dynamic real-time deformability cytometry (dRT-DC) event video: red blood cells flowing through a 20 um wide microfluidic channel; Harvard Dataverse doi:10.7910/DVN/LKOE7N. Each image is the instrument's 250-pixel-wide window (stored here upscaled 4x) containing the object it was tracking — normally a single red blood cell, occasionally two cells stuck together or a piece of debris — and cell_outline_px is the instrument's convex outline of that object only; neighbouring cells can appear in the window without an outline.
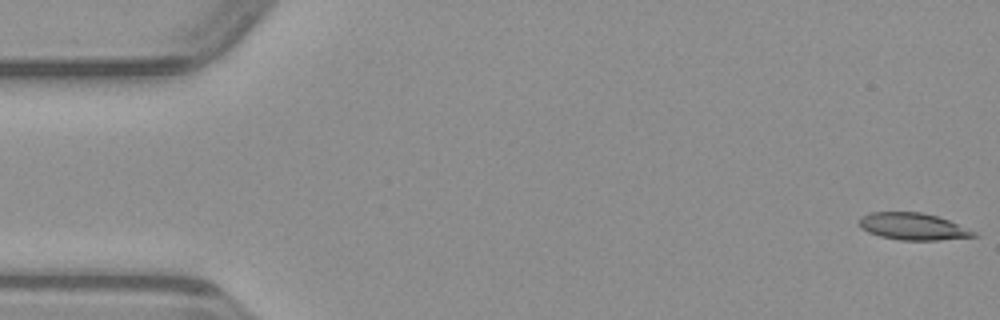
{"species": "common noctule bat (a hibernating species)", "species_latin": "Nyctalus noctula", "temperature_condition": "warm", "stored_images_in_passage": 49, "camera_frame_rate_fps": 3000, "um_per_image_px": 0.085, "animal": {"sex": "male", "body_mass_g": 23.1, "forearm_length_mm": 52.7}, "frame": {"image": 1, "passage_image": 1, "time_ms": 0.0, "image_size_px": [1000, 320], "cell_outline_px": [[980, 236], [940, 240], [900, 240], [880, 236], [868, 232], [860, 228], [860, 216], [872, 212], [920, 212], [936, 216], [948, 220], [976, 232]], "centroid_in_image_um": [77.6, 19.25], "position_along_channel_um": 7.4, "area_um2": 17.92}}
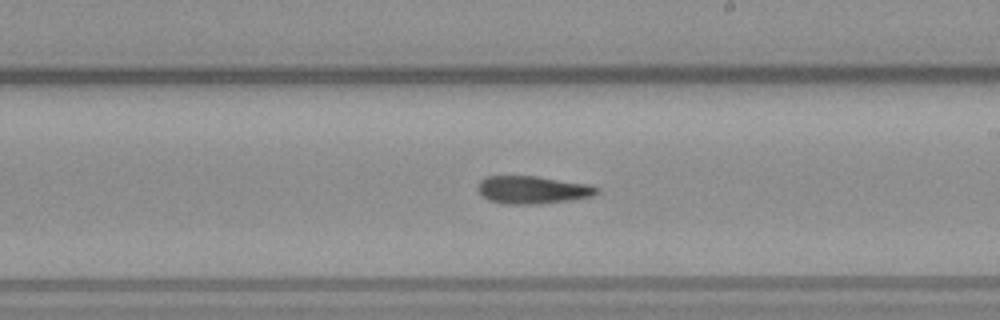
{"frame": {"image": 2, "passage_image": 28, "time_ms": 9.0, "image_size_px": [1000, 320], "cell_outline_px": [[600, 192], [592, 196], [568, 200], [540, 204], [504, 204], [488, 200], [476, 188], [480, 180], [488, 176], [536, 176], [588, 184], [600, 188]], "centroid_in_image_um": [45.27, 16.14], "position_along_channel_um": 243.7, "area_um2": 19.25}}
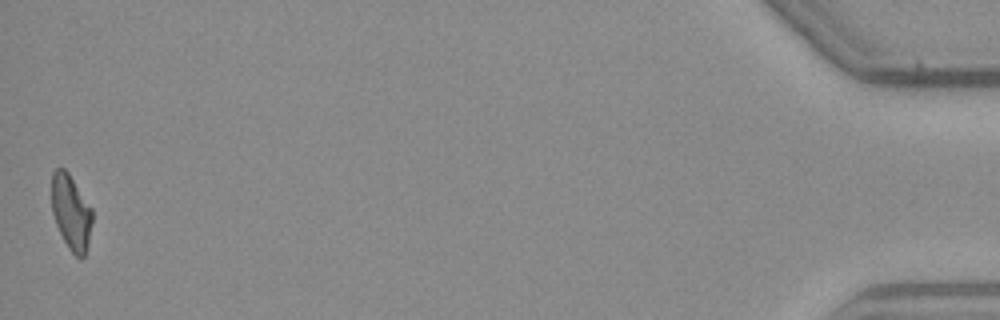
{"frame": {"image": 3, "passage_image": 49, "time_ms": 16.0, "image_size_px": [1000, 320], "cell_outline_px": [[92, 224], [84, 256], [80, 260], [68, 248], [56, 224], [52, 212], [52, 172], [56, 168], [64, 168], [68, 172], [92, 208]], "centroid_in_image_um": [6.04, 18.03], "position_along_channel_um": 429.2, "area_um2": 17.63}}